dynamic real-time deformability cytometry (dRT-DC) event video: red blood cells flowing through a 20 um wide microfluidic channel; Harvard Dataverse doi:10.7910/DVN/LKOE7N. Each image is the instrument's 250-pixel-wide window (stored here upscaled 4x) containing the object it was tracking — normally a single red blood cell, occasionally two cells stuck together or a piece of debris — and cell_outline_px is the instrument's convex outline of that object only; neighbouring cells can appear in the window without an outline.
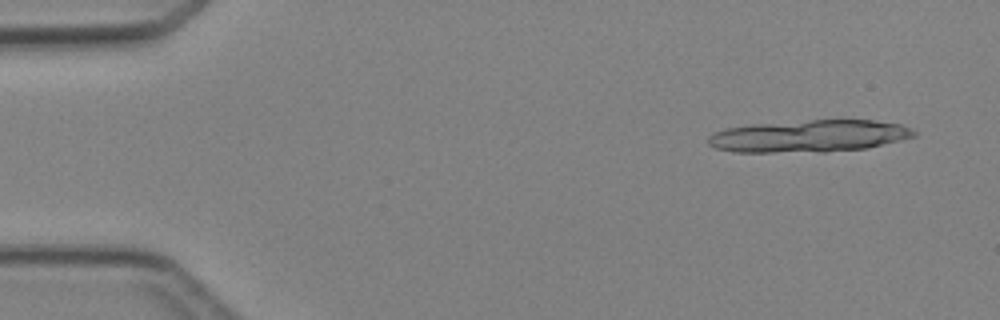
{"species": "Egyptian fruit bat (a non-hibernating species)", "species_latin": "Rousettus aegyptiacus", "temperature_condition": "cold", "stored_images_in_passage": 3, "camera_frame_rate_fps": 3000, "um_per_image_px": 0.085, "animal": {"sex": "female"}, "frame": {"image": 1, "passage_image": 1, "time_ms": 0.0, "image_size_px": [1000, 320], "cell_outline_px": [[916, 136], [868, 148], [824, 152], [736, 152], [716, 148], [708, 144], [708, 136], [712, 132], [724, 128], [752, 124], [812, 120], [872, 120], [900, 124], [912, 128], [916, 132]], "centroid_in_image_um": [68.76, 11.57], "position_along_channel_um": 16.2, "area_um2": 38.78}}